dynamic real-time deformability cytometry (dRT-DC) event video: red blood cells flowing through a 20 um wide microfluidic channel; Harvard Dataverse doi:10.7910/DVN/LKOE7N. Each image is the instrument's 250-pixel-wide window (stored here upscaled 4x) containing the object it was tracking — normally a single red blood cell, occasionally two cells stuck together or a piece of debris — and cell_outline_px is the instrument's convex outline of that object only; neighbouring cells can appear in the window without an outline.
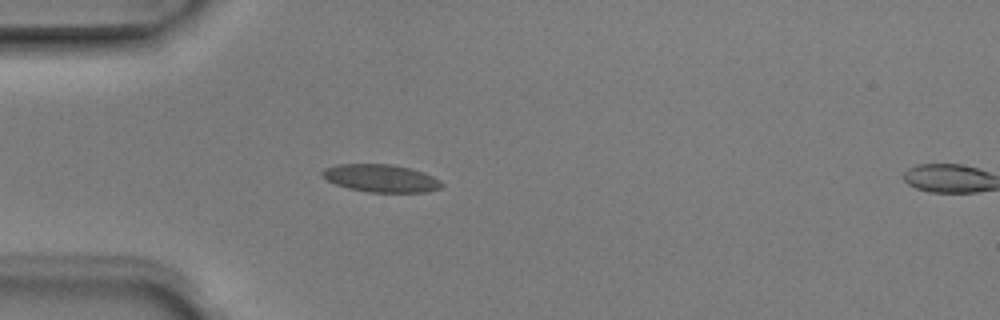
{"species": "Egyptian fruit bat (a non-hibernating species)", "species_latin": "Rousettus aegyptiacus", "temperature_condition": "room temperature", "stored_images_in_passage": 6, "camera_frame_rate_fps": 3000, "um_per_image_px": 0.085, "animal": {"sex": "male"}, "frame": {"image": 1, "passage_image": 5, "time_ms": 1.333, "image_size_px": [1000, 320], "cell_outline_px": [[444, 184], [440, 188], [424, 192], [368, 192], [348, 188], [336, 184], [320, 176], [320, 172], [324, 168], [336, 164], [392, 164], [412, 168], [424, 172], [440, 180]], "centroid_in_image_um": [32.36, 15.14], "position_along_channel_um": 52.6, "area_um2": 19.42}}